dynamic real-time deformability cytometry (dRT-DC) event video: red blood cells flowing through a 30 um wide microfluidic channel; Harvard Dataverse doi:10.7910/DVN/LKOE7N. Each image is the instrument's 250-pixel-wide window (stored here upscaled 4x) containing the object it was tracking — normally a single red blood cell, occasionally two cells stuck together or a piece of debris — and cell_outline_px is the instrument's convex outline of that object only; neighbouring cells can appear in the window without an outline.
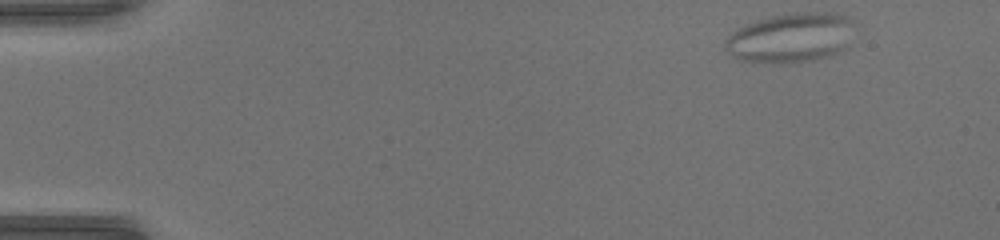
{"species": "common noctule bat (a hibernating species)", "species_latin": "Nyctalus noctula", "temperature_condition": "warm", "stored_images_in_passage": 47, "camera_frame_rate_fps": 3000, "um_per_image_px": 0.085, "animal": {"sex": "female", "body_mass_g": 17.0, "forearm_length_mm": 48.0}, "frame": {"image": 1, "passage_image": 1, "time_ms": 0.0, "image_size_px": [1000, 240], "cell_outline_px": [[856, 24], [844, 48], [840, 52], [832, 56], [812, 60], [744, 60], [732, 56], [724, 48], [724, 40], [732, 32], [756, 20], [772, 16], [796, 12], [828, 12], [848, 16]], "centroid_in_image_um": [67.27, 3.15], "position_along_channel_um": 17.7, "area_um2": 36.53}}
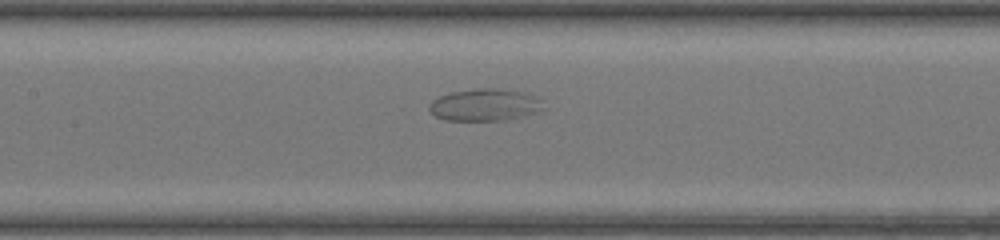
{"frame": {"image": 2, "passage_image": 21, "time_ms": 6.667, "image_size_px": [1000, 240], "cell_outline_px": [[544, 108], [536, 112], [504, 120], [444, 120], [436, 116], [428, 108], [428, 104], [432, 100], [440, 96], [452, 92], [480, 88], [496, 88], [528, 92], [544, 100]], "centroid_in_image_um": [41.25, 8.9], "position_along_channel_um": 166.2, "area_um2": 21.44}}
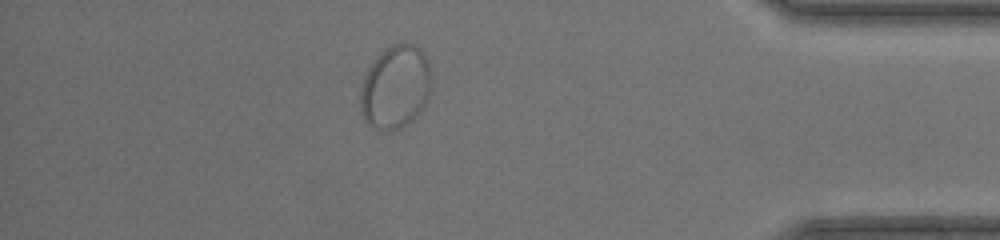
{"frame": {"image": 3, "passage_image": 41, "time_ms": 13.333, "image_size_px": [1000, 240], "cell_outline_px": [[432, 84], [428, 96], [420, 112], [412, 120], [400, 128], [388, 132], [384, 132], [368, 124], [364, 120], [360, 108], [360, 92], [364, 76], [376, 56], [384, 48], [392, 44], [412, 44], [420, 48], [428, 60], [432, 72]], "centroid_in_image_um": [33.62, 7.4], "position_along_channel_um": 401.6, "area_um2": 34.91}}